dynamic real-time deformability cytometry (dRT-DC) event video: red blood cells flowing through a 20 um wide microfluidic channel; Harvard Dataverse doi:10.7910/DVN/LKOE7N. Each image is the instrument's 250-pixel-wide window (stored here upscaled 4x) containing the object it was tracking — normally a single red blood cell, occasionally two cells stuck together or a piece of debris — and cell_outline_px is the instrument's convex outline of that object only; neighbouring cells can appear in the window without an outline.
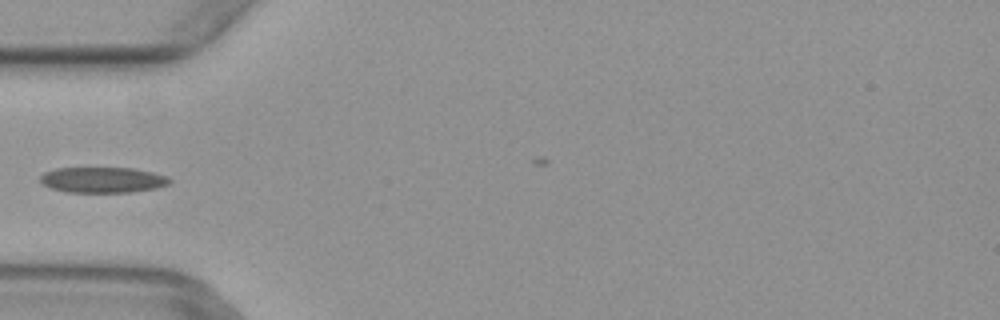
{"species": "common noctule bat (a hibernating species)", "species_latin": "Nyctalus noctula", "temperature_condition": "warm", "stored_images_in_passage": 3, "camera_frame_rate_fps": 3000, "um_per_image_px": 0.085, "animal": {"sex": "female", "body_mass_g": 29.2, "forearm_length_mm": 56.3}, "frame": {"image": 1, "passage_image": 3, "time_ms": 0.667, "image_size_px": [1000, 320], "cell_outline_px": [[172, 180], [168, 184], [156, 188], [128, 192], [68, 192], [52, 188], [44, 184], [40, 180], [40, 176], [44, 172], [56, 168], [132, 168], [152, 172], [168, 176]], "centroid_in_image_um": [8.74, 15.28], "position_along_channel_um": 76.3, "area_um2": 19.19}}